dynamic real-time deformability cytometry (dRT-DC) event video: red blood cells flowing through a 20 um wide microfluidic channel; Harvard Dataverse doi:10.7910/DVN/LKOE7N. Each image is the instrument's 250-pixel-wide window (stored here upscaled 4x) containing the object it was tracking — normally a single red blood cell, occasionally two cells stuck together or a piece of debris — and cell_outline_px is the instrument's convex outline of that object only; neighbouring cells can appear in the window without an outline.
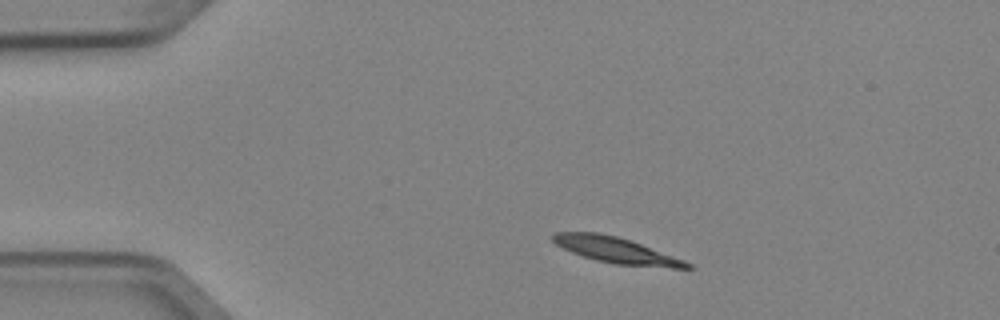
{"species": "Egyptian fruit bat (a non-hibernating species)", "species_latin": "Rousettus aegyptiacus", "temperature_condition": "cold", "stored_images_in_passage": 3, "camera_frame_rate_fps": 3000, "um_per_image_px": 0.085, "animal": {"sex": "female"}, "frame": {"image": 1, "passage_image": 1, "time_ms": 0.0, "image_size_px": [1000, 320], "cell_outline_px": [[696, 268], [672, 268], [616, 264], [596, 260], [572, 252], [556, 244], [552, 240], [552, 232], [596, 232], [616, 236], [632, 240], [684, 260], [692, 264]], "centroid_in_image_um": [52.4, 21.26], "position_along_channel_um": 32.6, "area_um2": 20.17}}
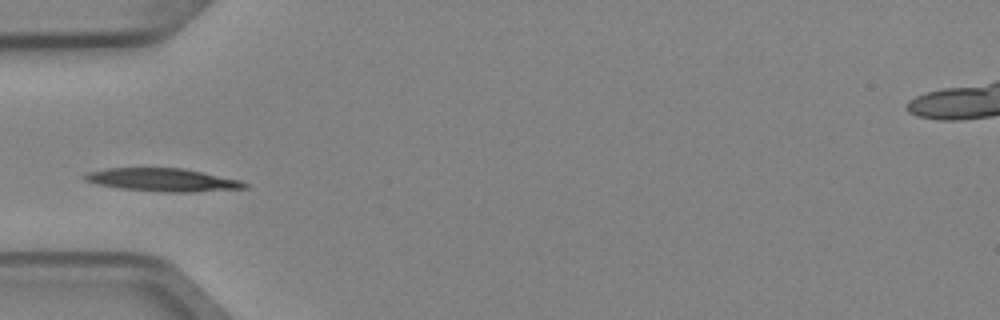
{"frame": {"image": 2, "passage_image": 3, "time_ms": 0.667, "image_size_px": [1000, 320], "cell_outline_px": [[248, 188], [192, 192], [160, 192], [120, 188], [96, 184], [84, 180], [80, 176], [88, 172], [108, 168], [184, 168], [240, 180], [248, 184]], "centroid_in_image_um": [13.81, 15.29], "position_along_channel_um": 71.2, "area_um2": 21.56}}